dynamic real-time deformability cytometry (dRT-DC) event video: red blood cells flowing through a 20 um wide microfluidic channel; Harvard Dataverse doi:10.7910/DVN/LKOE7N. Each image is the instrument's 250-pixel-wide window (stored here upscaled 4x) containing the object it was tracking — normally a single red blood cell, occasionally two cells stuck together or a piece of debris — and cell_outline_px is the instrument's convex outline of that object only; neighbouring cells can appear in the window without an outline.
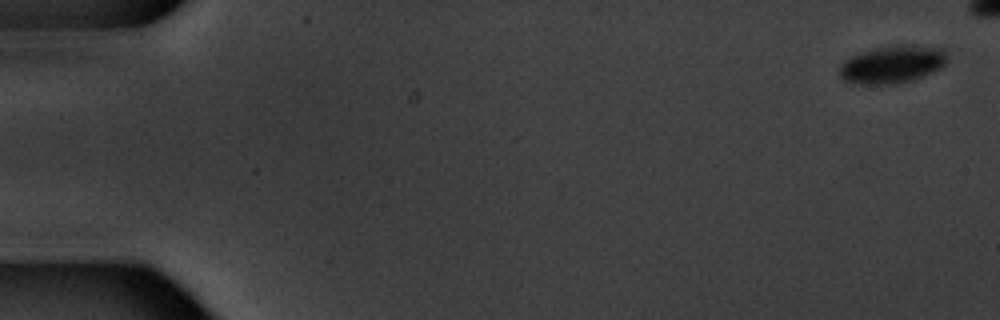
{"species": "common noctule bat (a hibernating species)", "species_latin": "Nyctalus noctula", "temperature_condition": "warm", "stored_images_in_passage": 6, "camera_frame_rate_fps": 3000, "um_per_image_px": 0.085, "animal": {"sex": "male", "body_mass_g": 20.1, "forearm_length_mm": 53.5}, "frame": {"image": 1, "passage_image": 1, "time_ms": 0.0, "image_size_px": [1000, 320], "cell_outline_px": [[944, 64], [940, 68], [932, 72], [912, 80], [896, 84], [852, 84], [844, 80], [840, 76], [840, 64], [844, 60], [852, 56], [876, 48], [908, 44], [944, 48]], "centroid_in_image_um": [75.81, 5.49], "position_along_channel_um": 9.2, "area_um2": 23.35}}
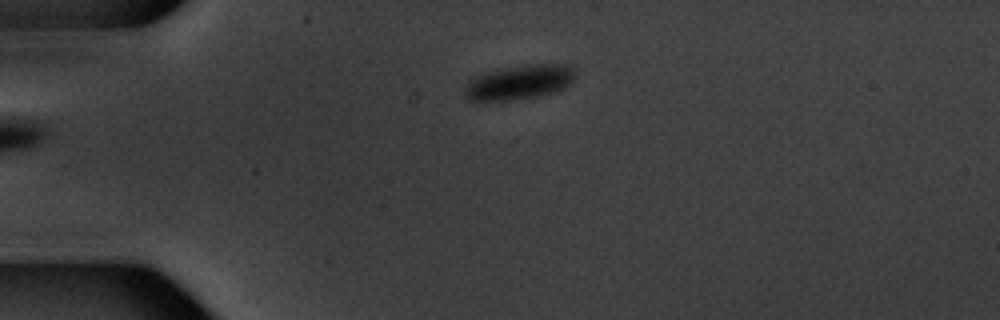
{"frame": {"image": 2, "passage_image": 6, "time_ms": 6.667, "image_size_px": [1000, 320], "cell_outline_px": [[572, 80], [564, 88], [552, 92], [536, 96], [512, 100], [468, 100], [464, 96], [464, 88], [468, 80], [476, 76], [500, 68], [528, 64], [564, 64], [572, 68]], "centroid_in_image_um": [44.06, 6.98], "position_along_channel_um": 40.9, "area_um2": 21.91}}